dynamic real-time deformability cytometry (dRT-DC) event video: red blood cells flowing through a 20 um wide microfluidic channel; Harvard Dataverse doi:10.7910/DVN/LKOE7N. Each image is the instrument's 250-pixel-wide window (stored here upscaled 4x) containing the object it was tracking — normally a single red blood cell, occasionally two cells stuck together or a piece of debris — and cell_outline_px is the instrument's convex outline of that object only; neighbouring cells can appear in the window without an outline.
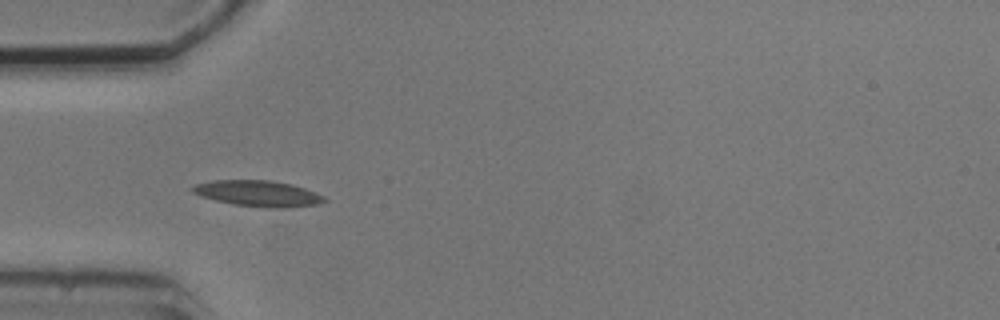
{"species": "common noctule bat (a hibernating species)", "species_latin": "Nyctalus noctula", "temperature_condition": "cold", "stored_images_in_passage": 5, "camera_frame_rate_fps": 3000, "um_per_image_px": 0.085, "animal": {"sex": "male", "body_mass_g": 20.5, "forearm_length_mm": 52.5}, "frame": {"image": 1, "passage_image": 4, "time_ms": 4.333, "image_size_px": [1000, 320], "cell_outline_px": [[328, 200], [316, 204], [284, 208], [264, 208], [232, 204], [200, 196], [192, 192], [188, 188], [196, 184], [212, 180], [268, 180], [292, 184], [304, 188], [324, 196]], "centroid_in_image_um": [21.89, 16.44], "position_along_channel_um": 63.1, "area_um2": 20.0}}